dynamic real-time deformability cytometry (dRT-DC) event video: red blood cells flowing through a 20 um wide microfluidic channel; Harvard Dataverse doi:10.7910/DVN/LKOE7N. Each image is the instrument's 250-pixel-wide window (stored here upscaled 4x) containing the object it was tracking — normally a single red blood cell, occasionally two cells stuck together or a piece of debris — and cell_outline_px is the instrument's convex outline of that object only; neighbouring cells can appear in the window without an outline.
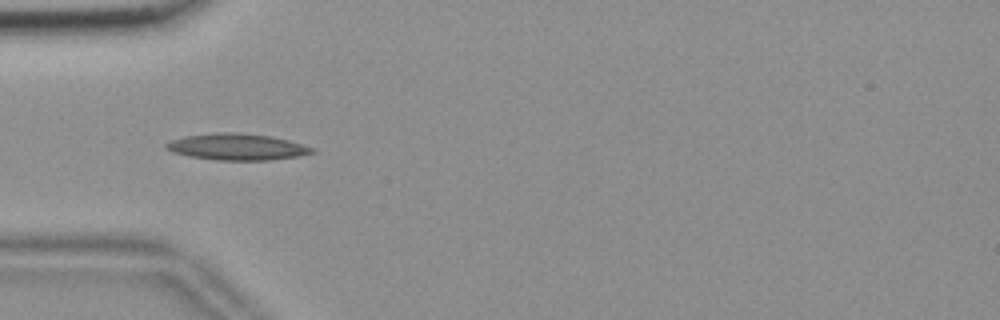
{"species": "common noctule bat (a hibernating species)", "species_latin": "Nyctalus noctula", "temperature_condition": "room temperature", "stored_images_in_passage": 40, "camera_frame_rate_fps": 3000, "um_per_image_px": 0.085, "animal": {"sex": "female", "body_mass_g": 18.4}, "frame": {"image": 1, "passage_image": 7, "time_ms": 2.0, "image_size_px": [1000, 320], "cell_outline_px": [[316, 152], [300, 156], [268, 160], [216, 160], [188, 156], [172, 152], [164, 148], [164, 144], [172, 140], [184, 136], [220, 132], [240, 132], [272, 136], [288, 140], [316, 148]], "centroid_in_image_um": [20.16, 12.48], "position_along_channel_um": 64.8, "area_um2": 22.72}, "authors_computed_cell_mechanics": {"area_um2": 19.2185, "velocity_mm_per_s": 3.7022, "shape_relaxation_time_tau1_ms": 2.2767, "shape_relaxation_time_tau2_ms": null, "deformation_change_tau1": 0.1293, "deformation_change_tau2": null}}